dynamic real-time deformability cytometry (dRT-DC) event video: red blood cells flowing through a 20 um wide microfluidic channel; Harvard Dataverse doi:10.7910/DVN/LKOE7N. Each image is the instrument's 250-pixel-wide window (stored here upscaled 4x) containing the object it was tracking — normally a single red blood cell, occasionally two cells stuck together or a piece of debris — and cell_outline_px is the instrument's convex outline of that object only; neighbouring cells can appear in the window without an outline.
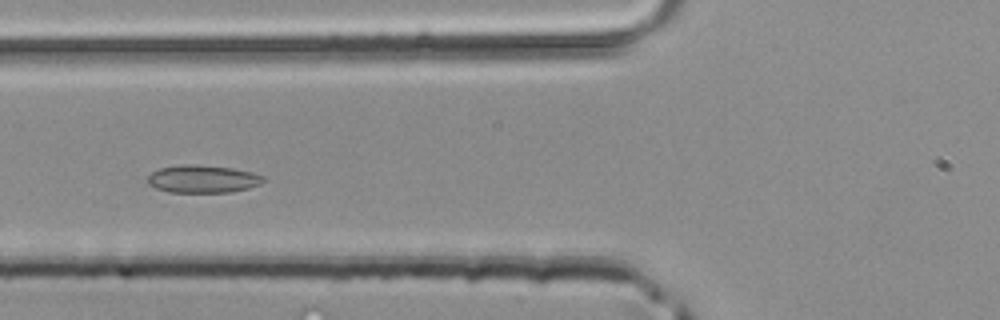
{"species": "common noctule bat (a hibernating species)", "species_latin": "Nyctalus noctula", "temperature_condition": "room temperature", "stored_images_in_passage": 41, "camera_frame_rate_fps": 3000, "um_per_image_px": 0.085, "animal": {"sex": "male", "body_mass_g": 20.4}, "frame": {"image": 1, "passage_image": 14, "time_ms": 4.333, "image_size_px": [1000, 320], "cell_outline_px": [[264, 180], [260, 184], [248, 188], [232, 192], [168, 192], [156, 188], [148, 184], [148, 176], [152, 172], [160, 168], [176, 164], [196, 164], [232, 168], [252, 172], [264, 176]], "centroid_in_image_um": [17.22, 15.2], "position_along_channel_um": 108.6, "area_um2": 18.79}}
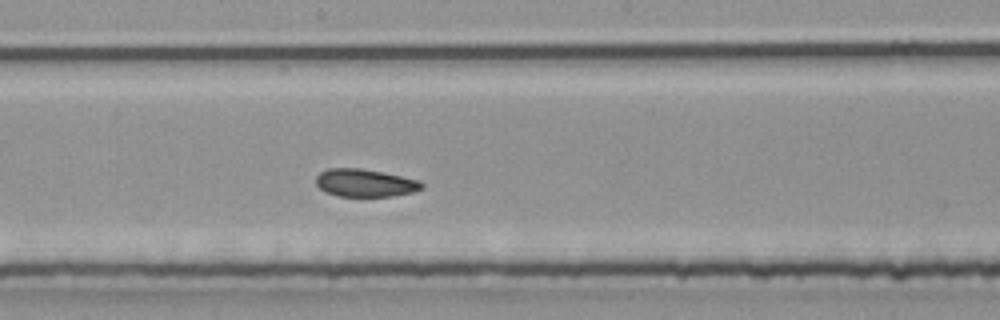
{"frame": {"image": 2, "passage_image": 21, "time_ms": 6.667, "image_size_px": [1000, 320], "cell_outline_px": [[424, 188], [412, 192], [392, 196], [340, 196], [324, 192], [316, 184], [316, 176], [320, 172], [328, 168], [360, 168], [384, 172], [420, 180], [424, 184]], "centroid_in_image_um": [31.03, 15.54], "position_along_channel_um": 217.2, "area_um2": 17.22}}
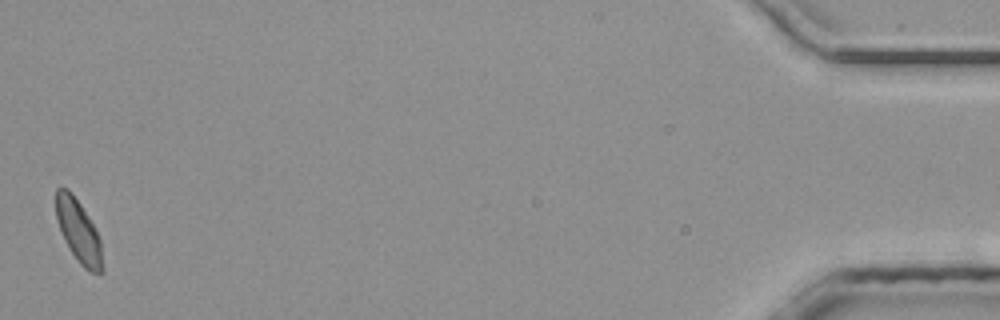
{"frame": {"image": 3, "passage_image": 41, "time_ms": 13.333, "image_size_px": [1000, 320], "cell_outline_px": [[104, 272], [92, 272], [84, 268], [80, 264], [64, 240], [56, 220], [56, 188], [68, 188], [80, 204], [96, 228], [100, 240], [104, 268]], "centroid_in_image_um": [6.69, 19.66], "position_along_channel_um": 428.5, "area_um2": 16.94}}